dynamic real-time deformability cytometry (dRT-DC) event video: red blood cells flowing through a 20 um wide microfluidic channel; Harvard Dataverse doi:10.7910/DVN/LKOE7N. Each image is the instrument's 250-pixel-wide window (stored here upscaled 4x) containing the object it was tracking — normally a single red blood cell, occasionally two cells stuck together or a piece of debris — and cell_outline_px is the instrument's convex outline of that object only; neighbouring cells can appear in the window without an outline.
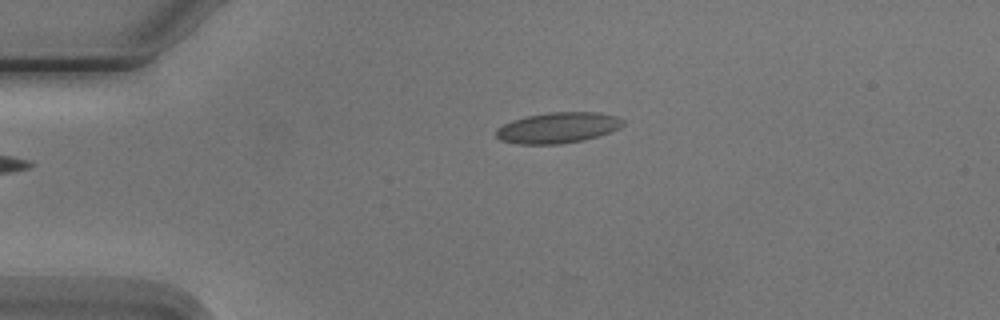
{"species": "Egyptian fruit bat (a non-hibernating species)", "species_latin": "Rousettus aegyptiacus", "temperature_condition": "cold", "stored_images_in_passage": 2, "camera_frame_rate_fps": 3000, "um_per_image_px": 0.085, "animal": {"sex": "male"}, "frame": {"image": 1, "passage_image": 1, "time_ms": 0.0, "image_size_px": [1000, 320], "cell_outline_px": [[624, 124], [620, 128], [612, 132], [600, 136], [584, 140], [560, 144], [520, 144], [500, 140], [496, 136], [496, 128], [512, 120], [524, 116], [548, 112], [600, 112], [616, 116], [624, 120]], "centroid_in_image_um": [47.45, 10.85], "position_along_channel_um": 37.6, "area_um2": 23.06}}